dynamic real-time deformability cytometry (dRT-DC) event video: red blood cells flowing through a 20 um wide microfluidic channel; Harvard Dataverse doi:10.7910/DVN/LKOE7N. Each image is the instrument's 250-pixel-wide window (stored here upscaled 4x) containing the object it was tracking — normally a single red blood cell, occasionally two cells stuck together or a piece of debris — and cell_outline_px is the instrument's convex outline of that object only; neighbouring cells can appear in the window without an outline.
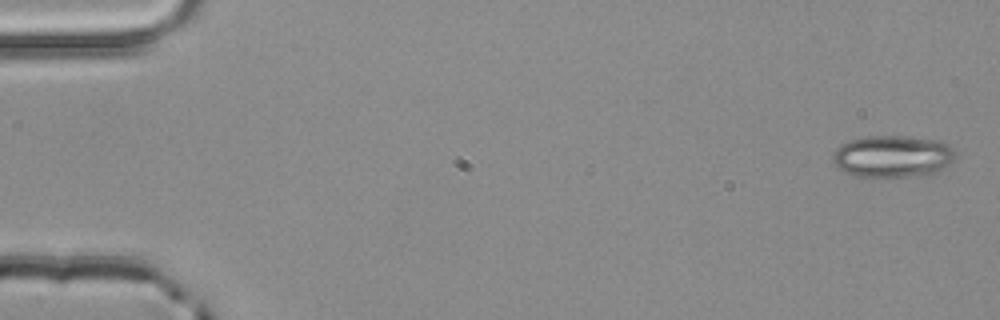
{"species": "common noctule bat (a hibernating species)", "species_latin": "Nyctalus noctula", "temperature_condition": "room temperature", "stored_images_in_passage": 4, "camera_frame_rate_fps": 3000, "um_per_image_px": 0.085, "animal": {"sex": "male", "body_mass_g": 20.4}, "frame": {"image": 1, "passage_image": 1, "time_ms": 0.0, "image_size_px": [1000, 320], "cell_outline_px": [[956, 156], [940, 172], [932, 176], [852, 176], [840, 172], [836, 168], [832, 160], [832, 156], [836, 148], [840, 144], [852, 140], [868, 136], [904, 136], [936, 140], [948, 144], [956, 152]], "centroid_in_image_um": [75.86, 13.31], "position_along_channel_um": 9.1, "area_um2": 30.46}}